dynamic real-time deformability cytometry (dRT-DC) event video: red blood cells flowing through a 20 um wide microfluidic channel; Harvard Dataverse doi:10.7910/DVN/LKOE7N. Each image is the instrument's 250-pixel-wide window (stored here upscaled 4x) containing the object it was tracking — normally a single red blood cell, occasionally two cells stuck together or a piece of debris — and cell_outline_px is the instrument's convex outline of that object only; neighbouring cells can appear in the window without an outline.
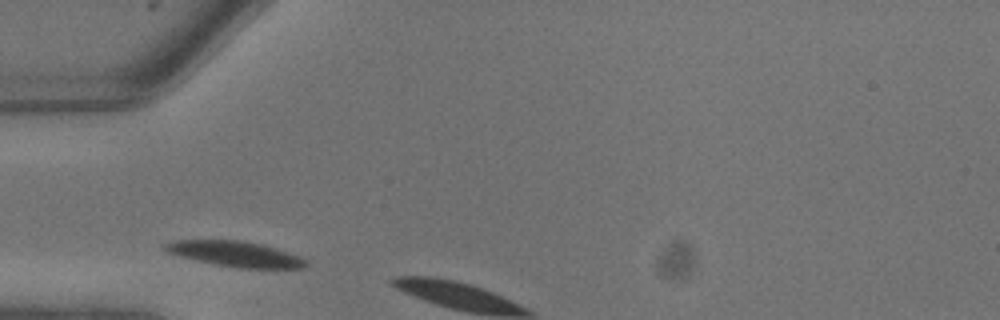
{"species": "common noctule bat (a hibernating species)", "species_latin": "Nyctalus noctula", "temperature_condition": "warm", "stored_images_in_passage": 2, "camera_frame_rate_fps": 3000, "um_per_image_px": 0.085, "animal": {"sex": "male", "body_mass_g": 13.3}, "frame": {"image": 1, "passage_image": 1, "time_ms": 0.0, "image_size_px": [1000, 320], "cell_outline_px": [[308, 264], [304, 268], [240, 268], [216, 264], [180, 256], [168, 252], [160, 248], [164, 244], [172, 240], [240, 240], [260, 244], [276, 248], [300, 256], [308, 260]], "centroid_in_image_um": [20.01, 21.58], "position_along_channel_um": 65.0, "area_um2": 20.81}}